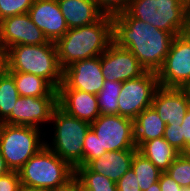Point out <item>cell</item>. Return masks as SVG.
<instances>
[{
  "label": "cell",
  "mask_w": 190,
  "mask_h": 191,
  "mask_svg": "<svg viewBox=\"0 0 190 191\" xmlns=\"http://www.w3.org/2000/svg\"><path fill=\"white\" fill-rule=\"evenodd\" d=\"M50 191H83L79 180L74 176L65 185L52 189Z\"/></svg>",
  "instance_id": "obj_36"
},
{
  "label": "cell",
  "mask_w": 190,
  "mask_h": 191,
  "mask_svg": "<svg viewBox=\"0 0 190 191\" xmlns=\"http://www.w3.org/2000/svg\"><path fill=\"white\" fill-rule=\"evenodd\" d=\"M100 144V153L137 149L133 119L116 115H100L90 124Z\"/></svg>",
  "instance_id": "obj_8"
},
{
  "label": "cell",
  "mask_w": 190,
  "mask_h": 191,
  "mask_svg": "<svg viewBox=\"0 0 190 191\" xmlns=\"http://www.w3.org/2000/svg\"><path fill=\"white\" fill-rule=\"evenodd\" d=\"M131 168L137 176L141 191L147 190L151 185L158 182L162 173V171L138 150L134 153Z\"/></svg>",
  "instance_id": "obj_23"
},
{
  "label": "cell",
  "mask_w": 190,
  "mask_h": 191,
  "mask_svg": "<svg viewBox=\"0 0 190 191\" xmlns=\"http://www.w3.org/2000/svg\"><path fill=\"white\" fill-rule=\"evenodd\" d=\"M138 149L110 151L91 160L86 166L93 172L110 178L114 183L131 168L134 153Z\"/></svg>",
  "instance_id": "obj_18"
},
{
  "label": "cell",
  "mask_w": 190,
  "mask_h": 191,
  "mask_svg": "<svg viewBox=\"0 0 190 191\" xmlns=\"http://www.w3.org/2000/svg\"><path fill=\"white\" fill-rule=\"evenodd\" d=\"M180 191H190V186L189 187H181Z\"/></svg>",
  "instance_id": "obj_43"
},
{
  "label": "cell",
  "mask_w": 190,
  "mask_h": 191,
  "mask_svg": "<svg viewBox=\"0 0 190 191\" xmlns=\"http://www.w3.org/2000/svg\"><path fill=\"white\" fill-rule=\"evenodd\" d=\"M20 185L18 171H10L0 177V191H18Z\"/></svg>",
  "instance_id": "obj_33"
},
{
  "label": "cell",
  "mask_w": 190,
  "mask_h": 191,
  "mask_svg": "<svg viewBox=\"0 0 190 191\" xmlns=\"http://www.w3.org/2000/svg\"><path fill=\"white\" fill-rule=\"evenodd\" d=\"M182 137H184V153L190 152V108L187 110L181 124Z\"/></svg>",
  "instance_id": "obj_35"
},
{
  "label": "cell",
  "mask_w": 190,
  "mask_h": 191,
  "mask_svg": "<svg viewBox=\"0 0 190 191\" xmlns=\"http://www.w3.org/2000/svg\"><path fill=\"white\" fill-rule=\"evenodd\" d=\"M21 184L45 189L65 185L75 176V169L46 145L19 170Z\"/></svg>",
  "instance_id": "obj_6"
},
{
  "label": "cell",
  "mask_w": 190,
  "mask_h": 191,
  "mask_svg": "<svg viewBox=\"0 0 190 191\" xmlns=\"http://www.w3.org/2000/svg\"><path fill=\"white\" fill-rule=\"evenodd\" d=\"M7 72L31 73L47 80L56 90L63 83L55 42L15 45L6 50Z\"/></svg>",
  "instance_id": "obj_3"
},
{
  "label": "cell",
  "mask_w": 190,
  "mask_h": 191,
  "mask_svg": "<svg viewBox=\"0 0 190 191\" xmlns=\"http://www.w3.org/2000/svg\"><path fill=\"white\" fill-rule=\"evenodd\" d=\"M68 28H78L99 21L105 14L94 0H57Z\"/></svg>",
  "instance_id": "obj_19"
},
{
  "label": "cell",
  "mask_w": 190,
  "mask_h": 191,
  "mask_svg": "<svg viewBox=\"0 0 190 191\" xmlns=\"http://www.w3.org/2000/svg\"><path fill=\"white\" fill-rule=\"evenodd\" d=\"M163 137L177 151L184 153V137H182L181 124L166 125Z\"/></svg>",
  "instance_id": "obj_30"
},
{
  "label": "cell",
  "mask_w": 190,
  "mask_h": 191,
  "mask_svg": "<svg viewBox=\"0 0 190 191\" xmlns=\"http://www.w3.org/2000/svg\"><path fill=\"white\" fill-rule=\"evenodd\" d=\"M7 70L6 51L0 47V76Z\"/></svg>",
  "instance_id": "obj_37"
},
{
  "label": "cell",
  "mask_w": 190,
  "mask_h": 191,
  "mask_svg": "<svg viewBox=\"0 0 190 191\" xmlns=\"http://www.w3.org/2000/svg\"><path fill=\"white\" fill-rule=\"evenodd\" d=\"M98 8L105 14L115 16L126 11L131 0H94Z\"/></svg>",
  "instance_id": "obj_31"
},
{
  "label": "cell",
  "mask_w": 190,
  "mask_h": 191,
  "mask_svg": "<svg viewBox=\"0 0 190 191\" xmlns=\"http://www.w3.org/2000/svg\"><path fill=\"white\" fill-rule=\"evenodd\" d=\"M18 191H50V190L45 188L32 187V186L21 184Z\"/></svg>",
  "instance_id": "obj_39"
},
{
  "label": "cell",
  "mask_w": 190,
  "mask_h": 191,
  "mask_svg": "<svg viewBox=\"0 0 190 191\" xmlns=\"http://www.w3.org/2000/svg\"><path fill=\"white\" fill-rule=\"evenodd\" d=\"M112 38L118 47L130 50L146 71L158 72L174 36L124 11L112 16Z\"/></svg>",
  "instance_id": "obj_1"
},
{
  "label": "cell",
  "mask_w": 190,
  "mask_h": 191,
  "mask_svg": "<svg viewBox=\"0 0 190 191\" xmlns=\"http://www.w3.org/2000/svg\"><path fill=\"white\" fill-rule=\"evenodd\" d=\"M158 87L157 72L153 71L124 81L118 98V114L134 120L144 109L151 107Z\"/></svg>",
  "instance_id": "obj_9"
},
{
  "label": "cell",
  "mask_w": 190,
  "mask_h": 191,
  "mask_svg": "<svg viewBox=\"0 0 190 191\" xmlns=\"http://www.w3.org/2000/svg\"><path fill=\"white\" fill-rule=\"evenodd\" d=\"M50 123L52 126L48 127L53 128L48 136H53L45 137V145L72 168L83 166V145L90 123L68 115L59 106L54 109Z\"/></svg>",
  "instance_id": "obj_4"
},
{
  "label": "cell",
  "mask_w": 190,
  "mask_h": 191,
  "mask_svg": "<svg viewBox=\"0 0 190 191\" xmlns=\"http://www.w3.org/2000/svg\"><path fill=\"white\" fill-rule=\"evenodd\" d=\"M75 177L83 191H117L116 183L102 174L91 171L87 166H78Z\"/></svg>",
  "instance_id": "obj_24"
},
{
  "label": "cell",
  "mask_w": 190,
  "mask_h": 191,
  "mask_svg": "<svg viewBox=\"0 0 190 191\" xmlns=\"http://www.w3.org/2000/svg\"><path fill=\"white\" fill-rule=\"evenodd\" d=\"M49 40L31 20L28 13L0 21V47L5 51L15 45H41Z\"/></svg>",
  "instance_id": "obj_14"
},
{
  "label": "cell",
  "mask_w": 190,
  "mask_h": 191,
  "mask_svg": "<svg viewBox=\"0 0 190 191\" xmlns=\"http://www.w3.org/2000/svg\"><path fill=\"white\" fill-rule=\"evenodd\" d=\"M158 183L161 191H180L181 189V186L166 172L161 173Z\"/></svg>",
  "instance_id": "obj_34"
},
{
  "label": "cell",
  "mask_w": 190,
  "mask_h": 191,
  "mask_svg": "<svg viewBox=\"0 0 190 191\" xmlns=\"http://www.w3.org/2000/svg\"><path fill=\"white\" fill-rule=\"evenodd\" d=\"M100 63L102 74L108 81L124 82L138 78L146 72L130 50L118 47L113 42L100 55Z\"/></svg>",
  "instance_id": "obj_12"
},
{
  "label": "cell",
  "mask_w": 190,
  "mask_h": 191,
  "mask_svg": "<svg viewBox=\"0 0 190 191\" xmlns=\"http://www.w3.org/2000/svg\"><path fill=\"white\" fill-rule=\"evenodd\" d=\"M138 151L162 172H166L171 163L180 154V152L172 147L164 137L144 142L138 148Z\"/></svg>",
  "instance_id": "obj_21"
},
{
  "label": "cell",
  "mask_w": 190,
  "mask_h": 191,
  "mask_svg": "<svg viewBox=\"0 0 190 191\" xmlns=\"http://www.w3.org/2000/svg\"><path fill=\"white\" fill-rule=\"evenodd\" d=\"M188 34H190V0H188Z\"/></svg>",
  "instance_id": "obj_42"
},
{
  "label": "cell",
  "mask_w": 190,
  "mask_h": 191,
  "mask_svg": "<svg viewBox=\"0 0 190 191\" xmlns=\"http://www.w3.org/2000/svg\"><path fill=\"white\" fill-rule=\"evenodd\" d=\"M145 191H161L159 183L156 182L153 185H151L147 190Z\"/></svg>",
  "instance_id": "obj_41"
},
{
  "label": "cell",
  "mask_w": 190,
  "mask_h": 191,
  "mask_svg": "<svg viewBox=\"0 0 190 191\" xmlns=\"http://www.w3.org/2000/svg\"><path fill=\"white\" fill-rule=\"evenodd\" d=\"M159 86L181 88L190 79V34L175 36L163 66L157 72Z\"/></svg>",
  "instance_id": "obj_10"
},
{
  "label": "cell",
  "mask_w": 190,
  "mask_h": 191,
  "mask_svg": "<svg viewBox=\"0 0 190 191\" xmlns=\"http://www.w3.org/2000/svg\"><path fill=\"white\" fill-rule=\"evenodd\" d=\"M11 170L7 167L6 162L0 152V177L6 175Z\"/></svg>",
  "instance_id": "obj_38"
},
{
  "label": "cell",
  "mask_w": 190,
  "mask_h": 191,
  "mask_svg": "<svg viewBox=\"0 0 190 191\" xmlns=\"http://www.w3.org/2000/svg\"><path fill=\"white\" fill-rule=\"evenodd\" d=\"M180 89L190 101V79Z\"/></svg>",
  "instance_id": "obj_40"
},
{
  "label": "cell",
  "mask_w": 190,
  "mask_h": 191,
  "mask_svg": "<svg viewBox=\"0 0 190 191\" xmlns=\"http://www.w3.org/2000/svg\"><path fill=\"white\" fill-rule=\"evenodd\" d=\"M48 131L24 125L1 123L0 152L7 167L18 171L43 146Z\"/></svg>",
  "instance_id": "obj_7"
},
{
  "label": "cell",
  "mask_w": 190,
  "mask_h": 191,
  "mask_svg": "<svg viewBox=\"0 0 190 191\" xmlns=\"http://www.w3.org/2000/svg\"><path fill=\"white\" fill-rule=\"evenodd\" d=\"M19 97L14 78L5 71L0 76V123L11 114Z\"/></svg>",
  "instance_id": "obj_26"
},
{
  "label": "cell",
  "mask_w": 190,
  "mask_h": 191,
  "mask_svg": "<svg viewBox=\"0 0 190 191\" xmlns=\"http://www.w3.org/2000/svg\"><path fill=\"white\" fill-rule=\"evenodd\" d=\"M117 191H141L137 176L130 168L116 183Z\"/></svg>",
  "instance_id": "obj_32"
},
{
  "label": "cell",
  "mask_w": 190,
  "mask_h": 191,
  "mask_svg": "<svg viewBox=\"0 0 190 191\" xmlns=\"http://www.w3.org/2000/svg\"><path fill=\"white\" fill-rule=\"evenodd\" d=\"M166 124L151 106L144 109L134 120V140L137 149L146 141L163 137Z\"/></svg>",
  "instance_id": "obj_20"
},
{
  "label": "cell",
  "mask_w": 190,
  "mask_h": 191,
  "mask_svg": "<svg viewBox=\"0 0 190 191\" xmlns=\"http://www.w3.org/2000/svg\"><path fill=\"white\" fill-rule=\"evenodd\" d=\"M57 106L58 96H20L11 114L2 123L46 130L47 123L50 124L52 113Z\"/></svg>",
  "instance_id": "obj_11"
},
{
  "label": "cell",
  "mask_w": 190,
  "mask_h": 191,
  "mask_svg": "<svg viewBox=\"0 0 190 191\" xmlns=\"http://www.w3.org/2000/svg\"><path fill=\"white\" fill-rule=\"evenodd\" d=\"M15 81L20 96H58L56 90L47 80L31 73L8 72Z\"/></svg>",
  "instance_id": "obj_22"
},
{
  "label": "cell",
  "mask_w": 190,
  "mask_h": 191,
  "mask_svg": "<svg viewBox=\"0 0 190 191\" xmlns=\"http://www.w3.org/2000/svg\"><path fill=\"white\" fill-rule=\"evenodd\" d=\"M166 125L182 124L190 101L180 88L159 86L151 105Z\"/></svg>",
  "instance_id": "obj_16"
},
{
  "label": "cell",
  "mask_w": 190,
  "mask_h": 191,
  "mask_svg": "<svg viewBox=\"0 0 190 191\" xmlns=\"http://www.w3.org/2000/svg\"><path fill=\"white\" fill-rule=\"evenodd\" d=\"M123 82L105 80L100 92L96 95L100 115L118 114V98Z\"/></svg>",
  "instance_id": "obj_25"
},
{
  "label": "cell",
  "mask_w": 190,
  "mask_h": 191,
  "mask_svg": "<svg viewBox=\"0 0 190 191\" xmlns=\"http://www.w3.org/2000/svg\"><path fill=\"white\" fill-rule=\"evenodd\" d=\"M28 14L49 41L56 42L69 29L57 0H34Z\"/></svg>",
  "instance_id": "obj_15"
},
{
  "label": "cell",
  "mask_w": 190,
  "mask_h": 191,
  "mask_svg": "<svg viewBox=\"0 0 190 191\" xmlns=\"http://www.w3.org/2000/svg\"><path fill=\"white\" fill-rule=\"evenodd\" d=\"M34 0H0V21L29 12Z\"/></svg>",
  "instance_id": "obj_28"
},
{
  "label": "cell",
  "mask_w": 190,
  "mask_h": 191,
  "mask_svg": "<svg viewBox=\"0 0 190 191\" xmlns=\"http://www.w3.org/2000/svg\"><path fill=\"white\" fill-rule=\"evenodd\" d=\"M100 56L72 63L63 71V83L58 89L81 90L97 95L104 84Z\"/></svg>",
  "instance_id": "obj_13"
},
{
  "label": "cell",
  "mask_w": 190,
  "mask_h": 191,
  "mask_svg": "<svg viewBox=\"0 0 190 191\" xmlns=\"http://www.w3.org/2000/svg\"><path fill=\"white\" fill-rule=\"evenodd\" d=\"M181 187L190 186V152L180 153L166 171Z\"/></svg>",
  "instance_id": "obj_27"
},
{
  "label": "cell",
  "mask_w": 190,
  "mask_h": 191,
  "mask_svg": "<svg viewBox=\"0 0 190 191\" xmlns=\"http://www.w3.org/2000/svg\"><path fill=\"white\" fill-rule=\"evenodd\" d=\"M126 11L174 37L188 31V0H131Z\"/></svg>",
  "instance_id": "obj_5"
},
{
  "label": "cell",
  "mask_w": 190,
  "mask_h": 191,
  "mask_svg": "<svg viewBox=\"0 0 190 191\" xmlns=\"http://www.w3.org/2000/svg\"><path fill=\"white\" fill-rule=\"evenodd\" d=\"M58 106L68 115L94 122L99 116L97 96L75 89H58Z\"/></svg>",
  "instance_id": "obj_17"
},
{
  "label": "cell",
  "mask_w": 190,
  "mask_h": 191,
  "mask_svg": "<svg viewBox=\"0 0 190 191\" xmlns=\"http://www.w3.org/2000/svg\"><path fill=\"white\" fill-rule=\"evenodd\" d=\"M83 145V166H86L91 160L100 157V144L94 131L90 128L87 132Z\"/></svg>",
  "instance_id": "obj_29"
},
{
  "label": "cell",
  "mask_w": 190,
  "mask_h": 191,
  "mask_svg": "<svg viewBox=\"0 0 190 191\" xmlns=\"http://www.w3.org/2000/svg\"><path fill=\"white\" fill-rule=\"evenodd\" d=\"M113 42L112 16L78 28H69L56 42L57 55L64 70L72 63L100 56Z\"/></svg>",
  "instance_id": "obj_2"
}]
</instances>
